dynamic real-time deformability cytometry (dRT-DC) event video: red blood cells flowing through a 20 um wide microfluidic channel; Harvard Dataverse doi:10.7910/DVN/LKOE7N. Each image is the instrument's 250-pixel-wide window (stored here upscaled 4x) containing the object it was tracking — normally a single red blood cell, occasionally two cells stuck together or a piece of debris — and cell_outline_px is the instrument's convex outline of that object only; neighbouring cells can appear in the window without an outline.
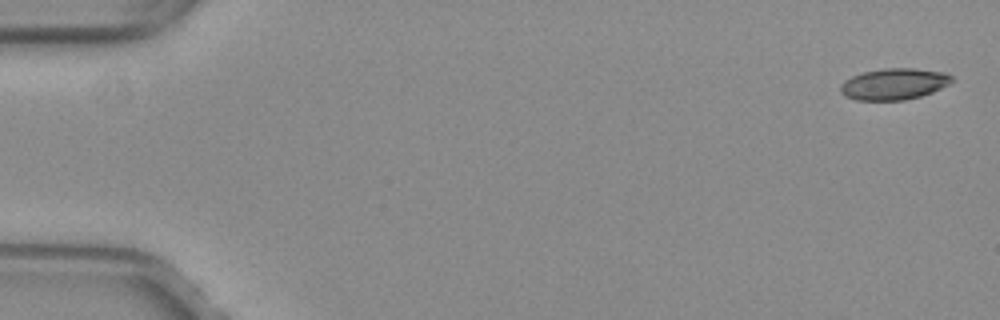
{"species": "common noctule bat (a hibernating species)", "species_latin": "Nyctalus noctula", "temperature_condition": "warm", "stored_images_in_passage": 51, "camera_frame_rate_fps": 3000, "um_per_image_px": 0.085, "animal": {"sex": "female", "body_mass_g": 29.2, "forearm_length_mm": 56.3}, "frame": {"image": 1, "passage_image": 1, "time_ms": 0.0, "image_size_px": [1000, 320], "cell_outline_px": [[952, 80], [948, 84], [932, 92], [920, 96], [904, 100], [856, 100], [844, 96], [840, 92], [840, 84], [844, 80], [852, 76], [864, 72], [884, 68], [912, 68], [944, 72], [952, 76]], "centroid_in_image_um": [75.95, 7.14], "position_along_channel_um": 9.1, "area_um2": 20.29}}
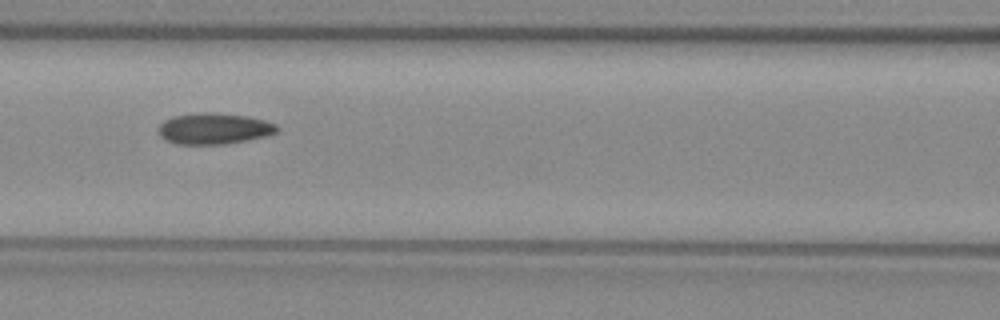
{"frame": {"image": 2, "passage_image": 23, "time_ms": 7.333, "image_size_px": [1000, 320], "cell_outline_px": [[280, 128], [276, 132], [264, 136], [224, 144], [176, 144], [160, 136], [156, 132], [156, 128], [164, 120], [172, 116], [196, 112], [212, 112], [248, 116], [264, 120], [276, 124]], "centroid_in_image_um": [18.13, 10.91], "position_along_channel_um": 148.5, "area_um2": 21.62}}
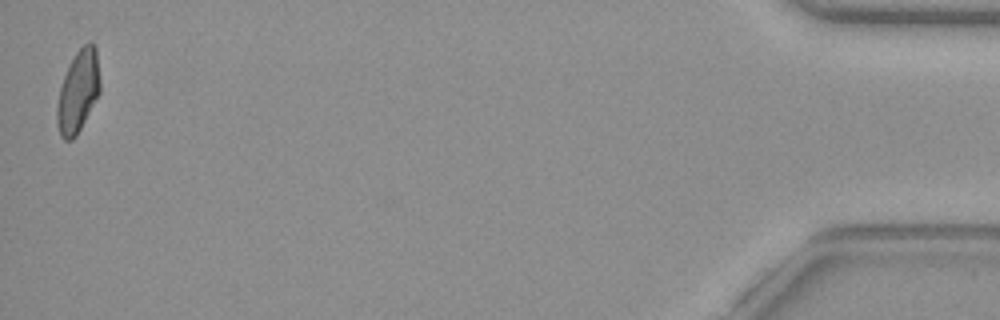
{"frame": {"image": 3, "passage_image": 51, "time_ms": 16.667, "image_size_px": [1000, 320], "cell_outline_px": [[100, 92], [76, 136], [72, 140], [64, 140], [60, 136], [56, 120], [56, 104], [60, 88], [64, 76], [76, 52], [88, 40], [92, 40], [96, 48], [100, 80]], "centroid_in_image_um": [6.64, 7.77], "position_along_channel_um": 428.6, "area_um2": 20.58}, "authors_computed_cell_mechanics": {"area_um2": 20.9236, "velocity_mm_per_s": 4.0372, "shape_relaxation_time_tau1_ms": null, "shape_relaxation_time_tau2_ms": 2.074, "deformation_change_tau1": null, "deformation_change_tau2": 0.0786}}